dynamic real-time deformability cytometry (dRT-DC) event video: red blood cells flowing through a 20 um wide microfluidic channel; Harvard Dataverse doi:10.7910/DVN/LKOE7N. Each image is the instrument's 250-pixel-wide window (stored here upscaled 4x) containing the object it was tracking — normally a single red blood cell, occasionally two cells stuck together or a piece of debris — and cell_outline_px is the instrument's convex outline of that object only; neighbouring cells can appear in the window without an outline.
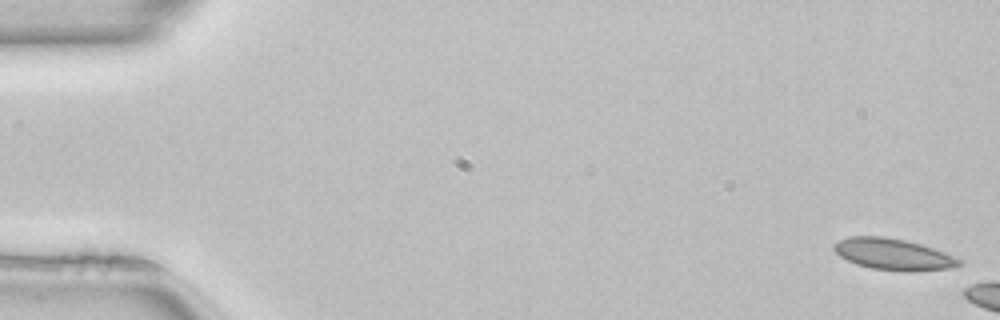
{"species": "common noctule bat (a hibernating species)", "species_latin": "Nyctalus noctula", "temperature_condition": "room temperature", "stored_images_in_passage": 6, "camera_frame_rate_fps": 3000, "um_per_image_px": 0.085, "animal": {"sex": "female", "body_mass_g": 22.7, "forearm_length_mm": 54.2}, "frame": {"image": 1, "passage_image": 1, "time_ms": 0.0, "image_size_px": [1000, 320], "cell_outline_px": [[964, 264], [948, 268], [908, 272], [872, 268], [856, 264], [840, 256], [832, 248], [832, 244], [848, 236], [884, 236], [904, 240], [920, 244], [944, 252], [964, 260]], "centroid_in_image_um": [75.93, 21.61], "position_along_channel_um": 9.1, "area_um2": 22.89}}